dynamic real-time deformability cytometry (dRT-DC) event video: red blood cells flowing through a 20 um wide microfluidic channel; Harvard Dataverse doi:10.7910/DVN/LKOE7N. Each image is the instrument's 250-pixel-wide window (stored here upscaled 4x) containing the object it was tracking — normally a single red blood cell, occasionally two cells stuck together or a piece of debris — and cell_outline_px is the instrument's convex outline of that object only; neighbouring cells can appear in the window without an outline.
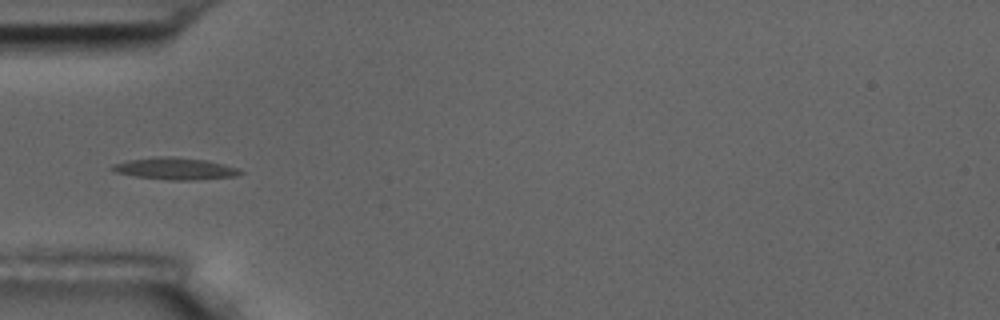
{"species": "common noctule bat (a hibernating species)", "species_latin": "Nyctalus noctula", "temperature_condition": "room temperature", "stored_images_in_passage": 2, "camera_frame_rate_fps": 3000, "um_per_image_px": 0.085, "animal": {"sex": "male", "body_mass_g": 17.5, "forearm_length_mm": 52.3}, "frame": {"image": 1, "passage_image": 1, "time_ms": 0.0, "image_size_px": [1000, 320], "cell_outline_px": [[244, 172], [236, 176], [196, 180], [172, 180], [136, 176], [116, 172], [108, 168], [112, 164], [128, 160], [156, 156], [172, 156], [208, 160], [240, 168]], "centroid_in_image_um": [14.91, 14.32], "position_along_channel_um": 70.1, "area_um2": 16.53}}